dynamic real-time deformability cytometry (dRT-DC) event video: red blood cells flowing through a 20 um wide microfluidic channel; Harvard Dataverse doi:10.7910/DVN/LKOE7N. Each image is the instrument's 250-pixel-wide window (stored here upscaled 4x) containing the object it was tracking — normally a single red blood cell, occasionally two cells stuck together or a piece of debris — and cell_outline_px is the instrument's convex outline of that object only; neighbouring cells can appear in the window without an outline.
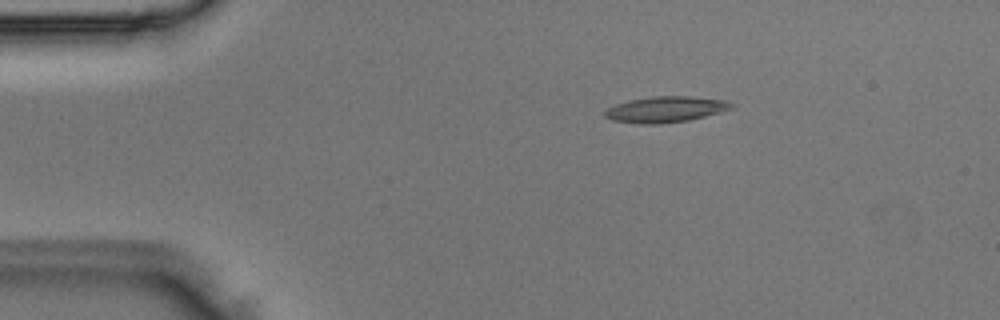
{"species": "Egyptian fruit bat (a non-hibernating species)", "species_latin": "Rousettus aegyptiacus", "temperature_condition": "room temperature", "stored_images_in_passage": 5, "camera_frame_rate_fps": 3000, "um_per_image_px": 0.085, "animal": {"sex": "male"}, "frame": {"image": 1, "passage_image": 3, "time_ms": 0.667, "image_size_px": [1000, 320], "cell_outline_px": [[736, 108], [688, 120], [660, 124], [640, 124], [612, 120], [604, 116], [604, 112], [608, 108], [616, 104], [628, 100], [652, 96], [692, 96], [728, 100], [736, 104]], "centroid_in_image_um": [56.63, 9.29], "position_along_channel_um": 28.4, "area_um2": 19.36}}